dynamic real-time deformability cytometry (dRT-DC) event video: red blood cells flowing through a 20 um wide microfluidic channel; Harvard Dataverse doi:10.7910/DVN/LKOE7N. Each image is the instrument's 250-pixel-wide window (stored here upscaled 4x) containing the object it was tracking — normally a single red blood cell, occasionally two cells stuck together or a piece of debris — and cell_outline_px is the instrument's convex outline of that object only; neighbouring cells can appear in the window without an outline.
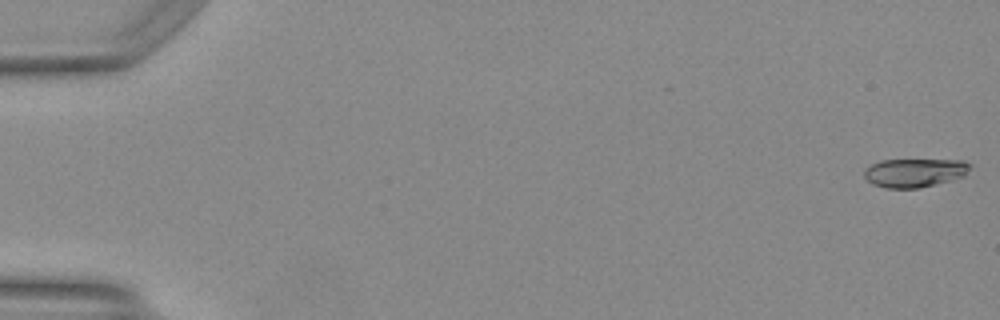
{"species": "Egyptian fruit bat (a non-hibernating species)", "species_latin": "Rousettus aegyptiacus", "temperature_condition": "warm", "stored_images_in_passage": 11, "camera_frame_rate_fps": 3000, "um_per_image_px": 0.085, "animal": {"sex": "female"}, "frame": {"image": 1, "passage_image": 1, "time_ms": 0.0, "image_size_px": [1000, 320], "cell_outline_px": [[972, 164], [964, 176], [952, 180], [936, 184], [916, 188], [888, 188], [872, 184], [864, 176], [864, 168], [880, 160], [964, 160]], "centroid_in_image_um": [77.74, 14.67], "position_along_channel_um": 7.3, "area_um2": 17.69}}